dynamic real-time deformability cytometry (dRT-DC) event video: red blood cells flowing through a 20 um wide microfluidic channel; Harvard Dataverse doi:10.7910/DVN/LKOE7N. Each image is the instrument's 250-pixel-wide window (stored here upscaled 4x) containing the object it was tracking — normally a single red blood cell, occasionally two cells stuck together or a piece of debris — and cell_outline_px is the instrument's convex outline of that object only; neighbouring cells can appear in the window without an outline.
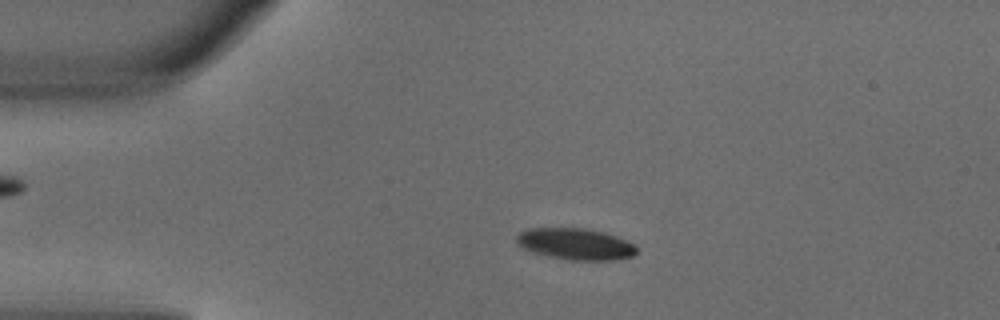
{"species": "common noctule bat (a hibernating species)", "species_latin": "Nyctalus noctula", "temperature_condition": "warm", "stored_images_in_passage": 2, "camera_frame_rate_fps": 3000, "um_per_image_px": 0.085, "animal": {"sex": "male", "body_mass_g": 18.8}, "frame": {"image": 1, "passage_image": 1, "time_ms": 0.0, "image_size_px": [1000, 320], "cell_outline_px": [[636, 252], [632, 256], [612, 260], [572, 260], [548, 256], [532, 252], [516, 244], [516, 236], [520, 232], [528, 228], [584, 228], [604, 232], [616, 236], [632, 244], [636, 248]], "centroid_in_image_um": [48.86, 20.73], "position_along_channel_um": 36.1, "area_um2": 21.85}}